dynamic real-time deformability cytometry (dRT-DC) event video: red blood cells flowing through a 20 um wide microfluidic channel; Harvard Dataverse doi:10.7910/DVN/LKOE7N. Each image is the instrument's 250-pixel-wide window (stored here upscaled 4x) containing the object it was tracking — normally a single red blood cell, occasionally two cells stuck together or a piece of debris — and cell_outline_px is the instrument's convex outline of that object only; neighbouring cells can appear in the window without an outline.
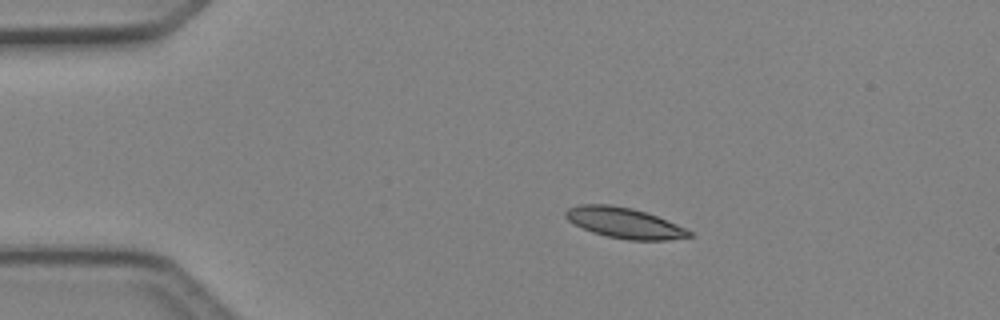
{"species": "Egyptian fruit bat (a non-hibernating species)", "species_latin": "Rousettus aegyptiacus", "temperature_condition": "cold", "stored_images_in_passage": 40, "camera_frame_rate_fps": 3000, "um_per_image_px": 0.085, "animal": {"sex": "female"}, "frame": {"image": 1, "passage_image": 1, "time_ms": 0.0, "image_size_px": [1000, 320], "cell_outline_px": [[692, 236], [668, 240], [628, 240], [608, 236], [592, 232], [568, 220], [564, 216], [564, 212], [568, 208], [580, 204], [608, 204], [632, 208], [656, 216], [676, 224], [692, 232]], "centroid_in_image_um": [53.05, 18.94], "position_along_channel_um": 32.0, "area_um2": 21.73}}
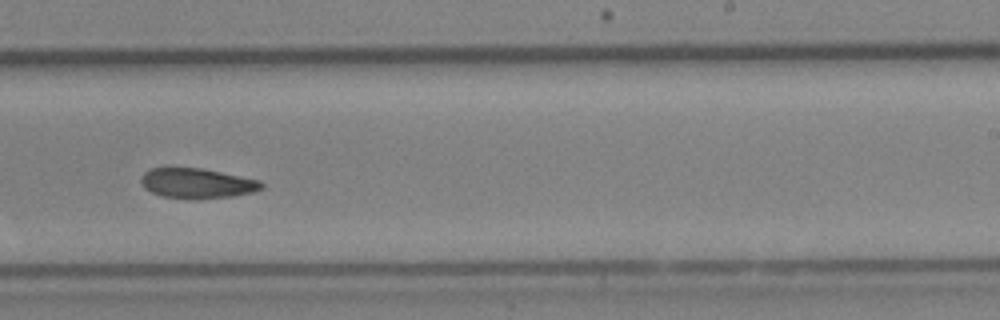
{"frame": {"image": 2, "passage_image": 22, "time_ms": 7.0, "image_size_px": [1000, 320], "cell_outline_px": [[264, 188], [252, 192], [232, 196], [196, 200], [192, 200], [160, 196], [144, 188], [140, 180], [144, 172], [152, 168], [168, 164], [172, 164], [200, 168], [260, 180], [264, 184]], "centroid_in_image_um": [16.67, 15.55], "position_along_channel_um": 272.3, "area_um2": 21.96}}
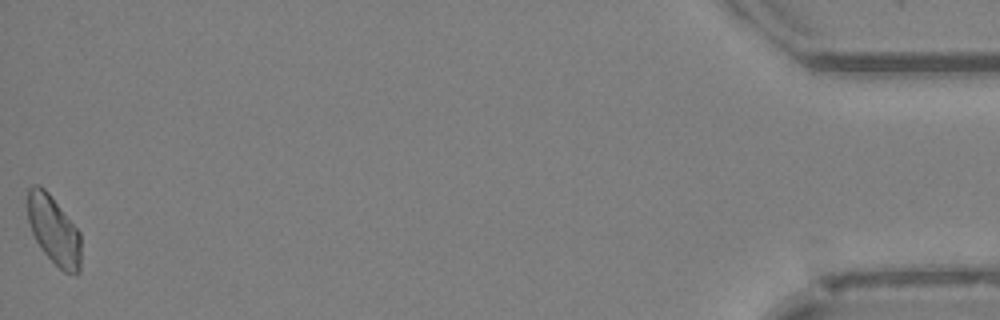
{"frame": {"image": 3, "passage_image": 40, "time_ms": 13.0, "image_size_px": [1000, 320], "cell_outline_px": [[80, 272], [76, 276], [64, 272], [44, 252], [36, 240], [32, 232], [28, 220], [28, 188], [32, 184], [40, 184], [48, 192], [80, 232]], "centroid_in_image_um": [4.58, 19.57], "position_along_channel_um": 430.6, "area_um2": 21.21}, "authors_computed_cell_mechanics": {"area_um2": 21.4149, "velocity_mm_per_s": 4.2025, "shape_relaxation_time_tau1_ms": 3.6004, "shape_relaxation_time_tau2_ms": 7.7765, "deformation_change_tau1": 0.0962, "deformation_change_tau2": 0.1429}}